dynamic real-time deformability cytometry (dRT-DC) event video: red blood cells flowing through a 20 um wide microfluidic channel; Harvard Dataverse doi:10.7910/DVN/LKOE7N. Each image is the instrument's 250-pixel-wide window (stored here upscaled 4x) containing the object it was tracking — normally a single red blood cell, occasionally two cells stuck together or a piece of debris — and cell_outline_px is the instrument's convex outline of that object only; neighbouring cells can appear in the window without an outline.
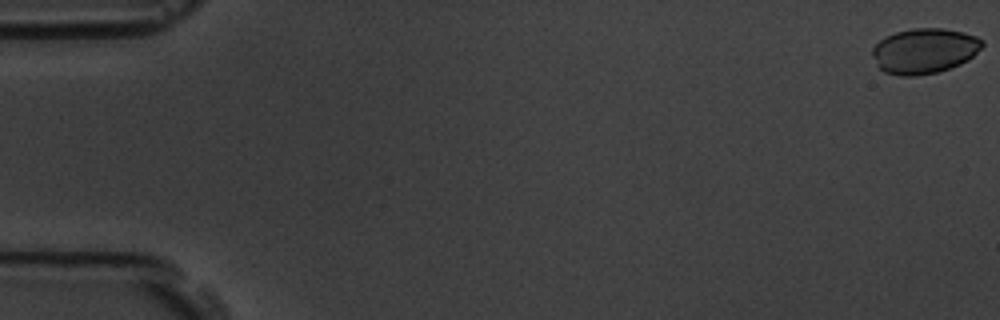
{"species": "common noctule bat (a hibernating species)", "species_latin": "Nyctalus noctula", "temperature_condition": "room temperature", "stored_images_in_passage": 57, "camera_frame_rate_fps": 3000, "um_per_image_px": 0.085, "animal": {"sex": "male", "body_mass_g": 19.5, "forearm_length_mm": 54.6}, "frame": {"image": 1, "passage_image": 1, "time_ms": 0.0, "image_size_px": [1000, 320], "cell_outline_px": [[984, 44], [968, 60], [960, 64], [936, 72], [916, 76], [900, 76], [884, 72], [876, 64], [872, 56], [872, 48], [880, 40], [896, 32], [912, 28], [944, 28], [964, 32], [976, 36], [984, 40]], "centroid_in_image_um": [78.56, 4.32], "position_along_channel_um": 6.4, "area_um2": 28.96}}
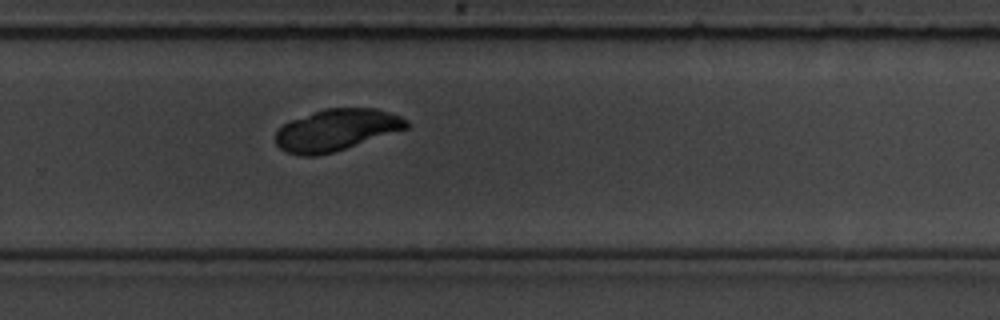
{"frame": {"image": 2, "passage_image": 38, "time_ms": 12.333, "image_size_px": [1000, 320], "cell_outline_px": [[408, 128], [332, 152], [316, 156], [300, 156], [288, 152], [280, 148], [276, 144], [276, 132], [284, 124], [292, 120], [312, 112], [324, 108], [376, 108], [400, 116], [408, 120]], "centroid_in_image_um": [28.58, 11.04], "position_along_channel_um": 301.2, "area_um2": 31.39}}